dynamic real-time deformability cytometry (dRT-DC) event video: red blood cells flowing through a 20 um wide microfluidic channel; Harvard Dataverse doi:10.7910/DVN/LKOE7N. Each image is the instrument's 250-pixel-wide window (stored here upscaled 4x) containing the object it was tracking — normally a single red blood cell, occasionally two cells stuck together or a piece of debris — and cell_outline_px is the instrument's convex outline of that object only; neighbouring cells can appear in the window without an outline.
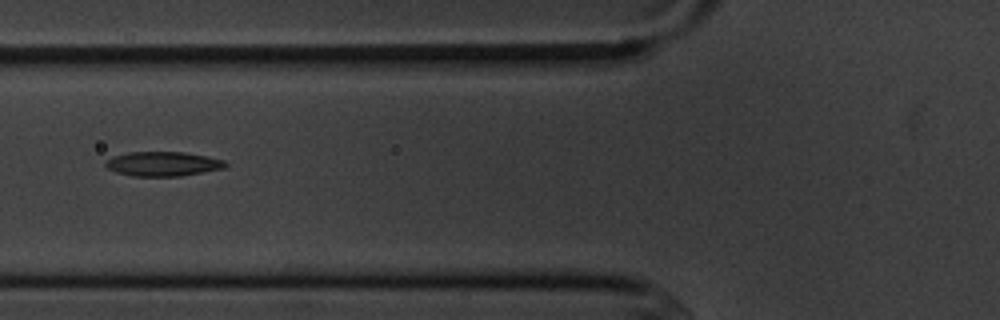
{"species": "common noctule bat (a hibernating species)", "species_latin": "Nyctalus noctula", "temperature_condition": "cold", "stored_images_in_passage": 4, "camera_frame_rate_fps": 3000, "um_per_image_px": 0.085, "animal": {"sex": "male", "body_mass_g": 20.1, "forearm_length_mm": 53.5}, "frame": {"image": 1, "passage_image": 4, "time_ms": 4.333, "image_size_px": [1000, 320], "cell_outline_px": [[228, 164], [224, 168], [180, 176], [132, 176], [116, 172], [108, 168], [104, 164], [104, 160], [112, 156], [128, 152], [184, 152], [208, 156], [224, 160]], "centroid_in_image_um": [13.82, 13.92], "position_along_channel_um": 112.0, "area_um2": 17.17}}